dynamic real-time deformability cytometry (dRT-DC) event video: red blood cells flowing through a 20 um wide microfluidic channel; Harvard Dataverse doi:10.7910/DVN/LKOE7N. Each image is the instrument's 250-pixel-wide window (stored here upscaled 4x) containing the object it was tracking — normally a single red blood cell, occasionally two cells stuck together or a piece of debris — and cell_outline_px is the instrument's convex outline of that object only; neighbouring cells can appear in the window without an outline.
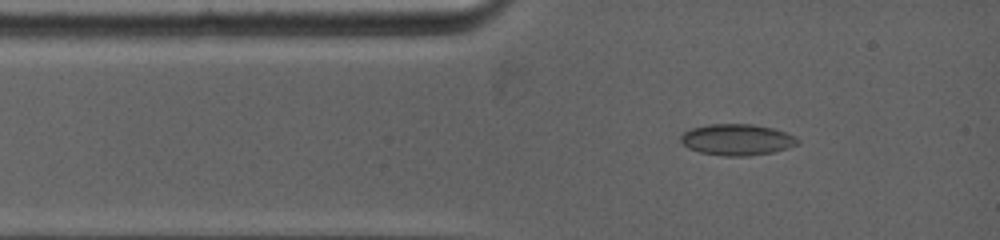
{"species": "common noctule bat (a hibernating species)", "species_latin": "Nyctalus noctula", "temperature_condition": "warm", "stored_images_in_passage": 21, "camera_frame_rate_fps": 5000, "um_per_image_px": 0.085, "animal": {"sex": "female", "body_mass_g": 19.0, "forearm_length_mm": 53.3}, "frame": {"image": 1, "passage_image": 3, "time_ms": 1.2, "image_size_px": [1000, 240], "cell_outline_px": [[800, 140], [796, 144], [788, 148], [772, 152], [748, 156], [724, 156], [700, 152], [688, 148], [680, 140], [680, 136], [684, 132], [692, 128], [708, 124], [752, 124], [772, 128], [796, 136]], "centroid_in_image_um": [62.64, 11.87], "position_along_channel_um": 22.4, "area_um2": 21.21}}
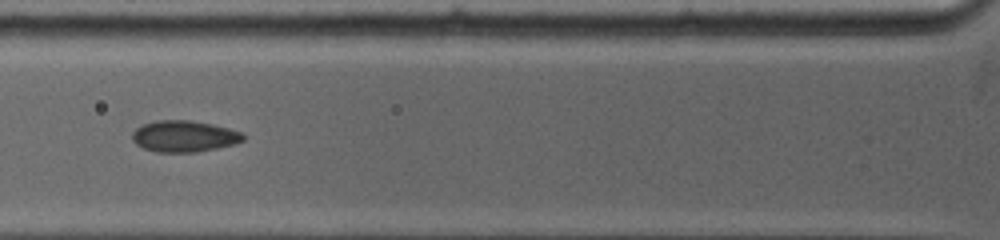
{"frame": {"image": 2, "passage_image": 10, "time_ms": 3.8, "image_size_px": [1000, 240], "cell_outline_px": [[244, 140], [232, 144], [216, 148], [196, 152], [156, 152], [144, 148], [136, 144], [132, 140], [132, 132], [136, 128], [144, 124], [156, 120], [188, 120], [212, 124], [244, 132]], "centroid_in_image_um": [15.64, 11.58], "position_along_channel_um": 110.2, "area_um2": 20.23}}
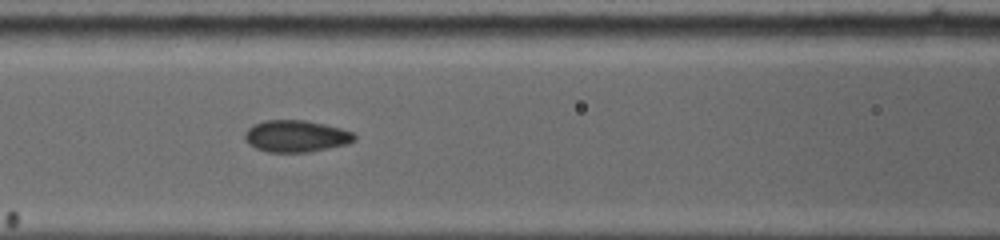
{"frame": {"image": 3, "passage_image": 14, "time_ms": 4.6, "image_size_px": [1000, 240], "cell_outline_px": [[356, 140], [348, 144], [308, 152], [268, 152], [256, 148], [248, 144], [244, 140], [244, 132], [248, 128], [264, 120], [304, 120], [324, 124], [340, 128], [352, 132], [356, 136]], "centroid_in_image_um": [25.15, 11.58], "position_along_channel_um": 141.4, "area_um2": 20.35}}